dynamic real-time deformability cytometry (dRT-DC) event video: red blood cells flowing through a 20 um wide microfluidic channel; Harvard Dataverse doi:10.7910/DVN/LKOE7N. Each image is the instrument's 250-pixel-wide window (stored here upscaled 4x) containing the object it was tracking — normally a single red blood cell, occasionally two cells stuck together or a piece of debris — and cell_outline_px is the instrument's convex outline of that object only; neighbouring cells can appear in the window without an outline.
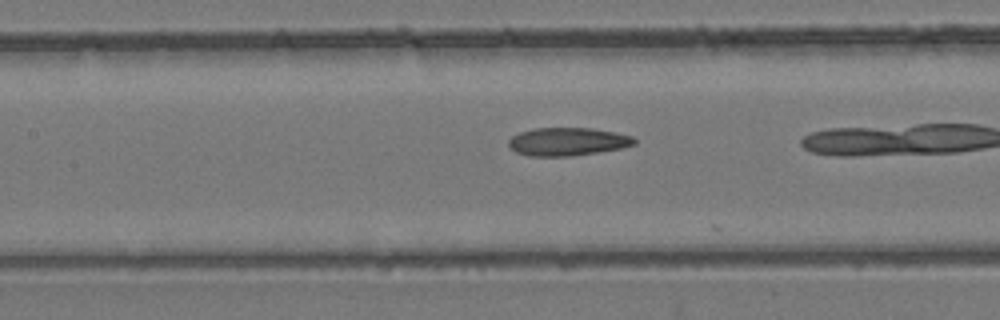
{"species": "common noctule bat (a hibernating species)", "species_latin": "Nyctalus noctula", "temperature_condition": "room temperature", "stored_images_in_passage": 16, "camera_frame_rate_fps": 3000, "um_per_image_px": 0.085, "animal": {"sex": "female", "body_mass_g": 24.6, "forearm_length_mm": 56.2}, "frame": {"image": 1, "passage_image": 15, "time_ms": 4.667, "image_size_px": [1000, 320], "cell_outline_px": [[636, 144], [620, 148], [572, 156], [528, 156], [516, 152], [508, 144], [508, 140], [512, 136], [520, 132], [532, 128], [588, 128], [612, 132], [632, 136], [636, 140]], "centroid_in_image_um": [48.2, 12.04], "position_along_channel_um": 159.2, "area_um2": 20.4}}